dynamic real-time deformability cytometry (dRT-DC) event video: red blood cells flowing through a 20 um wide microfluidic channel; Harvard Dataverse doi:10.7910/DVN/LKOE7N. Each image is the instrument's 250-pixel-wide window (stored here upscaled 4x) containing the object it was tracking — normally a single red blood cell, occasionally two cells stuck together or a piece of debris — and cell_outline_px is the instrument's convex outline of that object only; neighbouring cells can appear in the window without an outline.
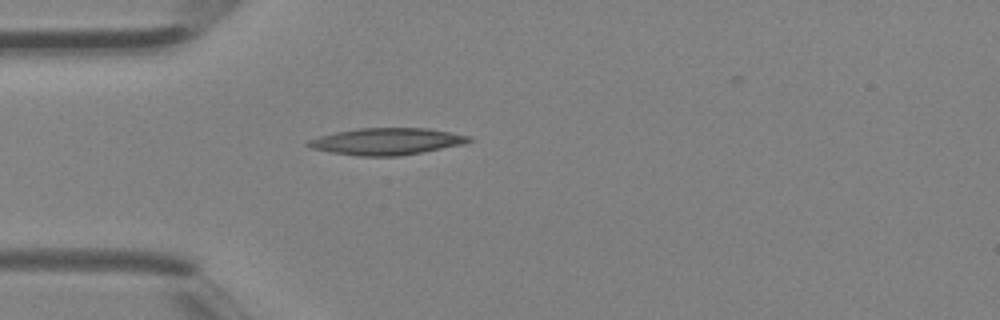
{"species": "Egyptian fruit bat (a non-hibernating species)", "species_latin": "Rousettus aegyptiacus", "temperature_condition": "room temperature", "stored_images_in_passage": 29, "camera_frame_rate_fps": 3000, "um_per_image_px": 0.085, "animal": {"sex": "female"}, "frame": {"image": 1, "passage_image": 1, "time_ms": 0.0, "image_size_px": [1000, 320], "cell_outline_px": [[472, 140], [464, 144], [400, 156], [356, 156], [332, 152], [312, 148], [304, 144], [308, 140], [320, 136], [336, 132], [360, 128], [428, 128], [472, 136]], "centroid_in_image_um": [32.88, 12.02], "position_along_channel_um": 52.1, "area_um2": 25.03}}
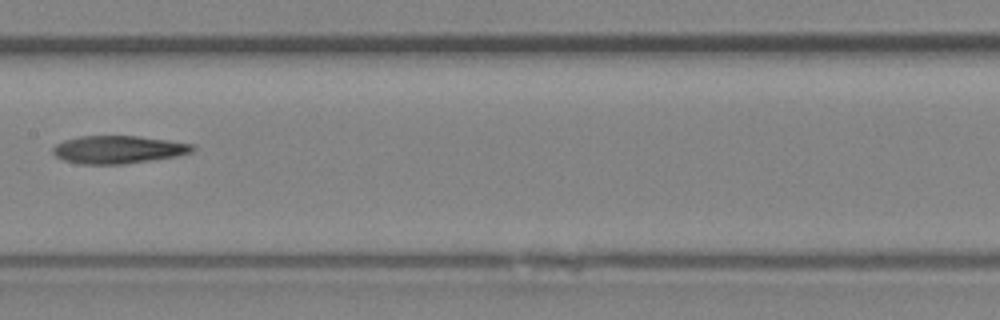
{"frame": {"image": 2, "passage_image": 10, "time_ms": 3.0, "image_size_px": [1000, 320], "cell_outline_px": [[196, 148], [192, 152], [176, 156], [124, 164], [80, 164], [64, 160], [56, 156], [52, 152], [52, 148], [56, 144], [64, 140], [80, 136], [140, 136], [196, 144]], "centroid_in_image_um": [10.07, 12.71], "position_along_channel_um": 197.3, "area_um2": 22.72}}
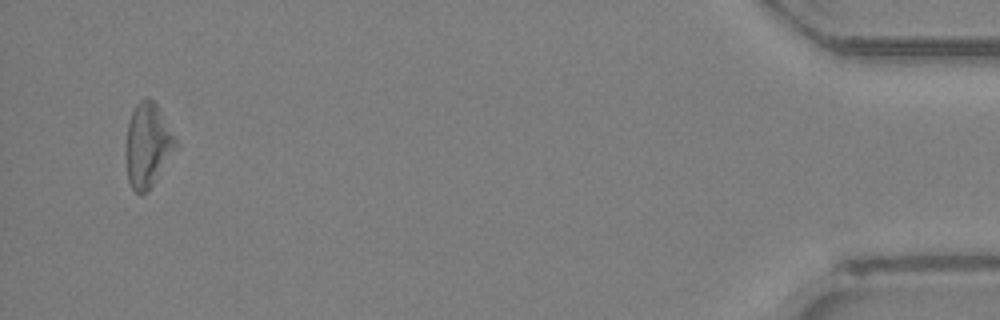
{"frame": {"image": 3, "passage_image": 28, "time_ms": 9.0, "image_size_px": [1000, 320], "cell_outline_px": [[176, 144], [148, 192], [140, 196], [132, 188], [128, 180], [124, 152], [128, 120], [136, 104], [140, 100], [148, 96], [156, 104], [176, 140]], "centroid_in_image_um": [12.47, 12.35], "position_along_channel_um": 422.7, "area_um2": 23.99}}